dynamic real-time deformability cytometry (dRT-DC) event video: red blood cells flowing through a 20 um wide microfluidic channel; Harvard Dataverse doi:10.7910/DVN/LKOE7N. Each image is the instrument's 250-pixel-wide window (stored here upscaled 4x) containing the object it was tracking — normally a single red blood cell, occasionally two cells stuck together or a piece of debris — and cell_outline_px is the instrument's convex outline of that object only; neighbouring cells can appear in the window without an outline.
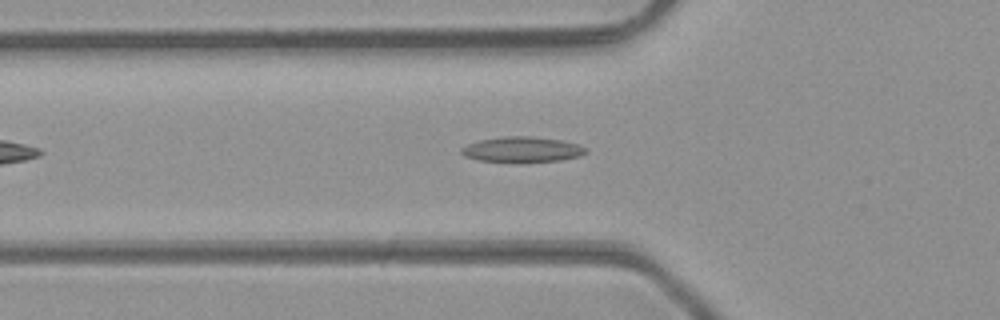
{"species": "common noctule bat (a hibernating species)", "species_latin": "Nyctalus noctula", "temperature_condition": "room temperature", "stored_images_in_passage": 31, "camera_frame_rate_fps": 3000, "um_per_image_px": 0.085, "animal": {"sex": "male", "body_mass_g": 23.1, "forearm_length_mm": 52.7}, "frame": {"image": 1, "passage_image": 3, "time_ms": 0.667, "image_size_px": [1000, 320], "cell_outline_px": [[588, 152], [580, 156], [560, 160], [520, 164], [480, 160], [464, 156], [460, 152], [460, 148], [468, 144], [480, 140], [504, 136], [532, 136], [560, 140], [576, 144], [588, 148]], "centroid_in_image_um": [44.38, 12.73], "position_along_channel_um": 81.4, "area_um2": 18.9}}
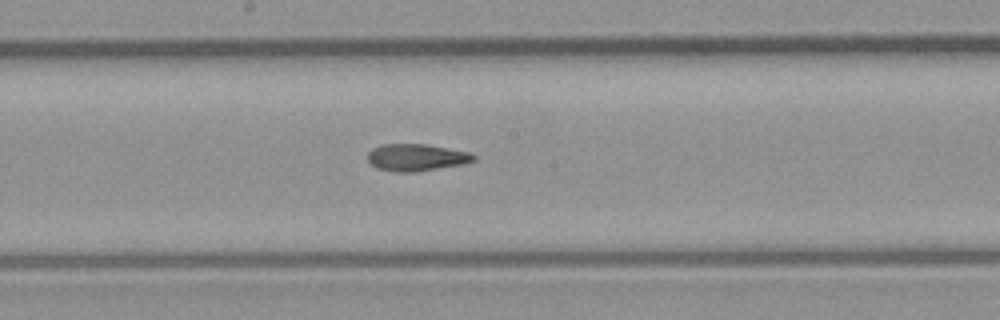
{"frame": {"image": 2, "passage_image": 12, "time_ms": 3.667, "image_size_px": [1000, 320], "cell_outline_px": [[476, 160], [464, 164], [412, 172], [396, 172], [376, 168], [368, 164], [368, 152], [372, 148], [384, 144], [424, 144], [468, 152], [476, 156]], "centroid_in_image_um": [35.35, 13.39], "position_along_channel_um": 212.9, "area_um2": 16.65}}
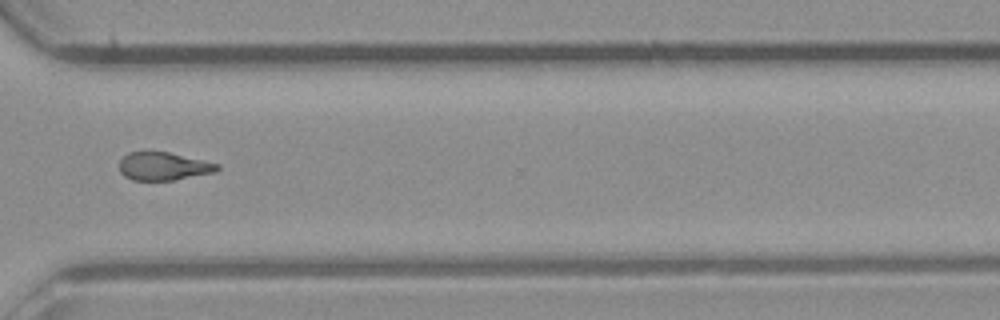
{"frame": {"image": 3, "passage_image": 22, "time_ms": 7.0, "image_size_px": [1000, 320], "cell_outline_px": [[220, 168], [212, 172], [172, 180], [132, 180], [124, 176], [120, 172], [120, 160], [128, 152], [168, 152], [204, 160], [220, 164]], "centroid_in_image_um": [13.87, 14.13], "position_along_channel_um": 356.7, "area_um2": 15.78}}